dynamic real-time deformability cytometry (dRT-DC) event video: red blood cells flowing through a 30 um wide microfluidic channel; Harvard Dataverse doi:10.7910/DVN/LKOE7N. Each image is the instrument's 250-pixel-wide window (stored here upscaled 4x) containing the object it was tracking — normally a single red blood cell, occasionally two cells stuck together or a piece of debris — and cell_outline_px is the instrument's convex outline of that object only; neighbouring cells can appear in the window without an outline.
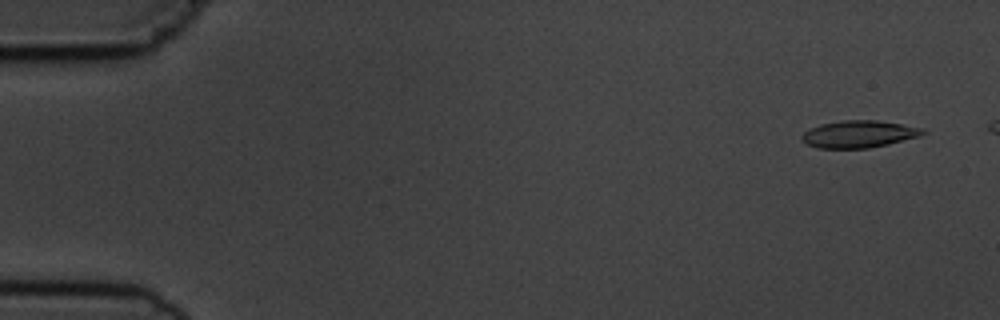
{"species": "common noctule bat (a hibernating species)", "species_latin": "Nyctalus noctula", "temperature_condition": "cold", "stored_images_in_passage": 6, "camera_frame_rate_fps": 3000, "um_per_image_px": 0.085, "animal": {"sex": "male", "body_mass_g": 19.5, "forearm_length_mm": 54.6}, "frame": {"image": 1, "passage_image": 1, "time_ms": 0.0, "image_size_px": [1000, 320], "cell_outline_px": [[928, 132], [920, 136], [888, 144], [868, 148], [816, 148], [808, 144], [804, 140], [804, 132], [820, 124], [844, 120], [876, 120], [900, 124], [920, 128]], "centroid_in_image_um": [73.03, 11.4], "position_along_channel_um": 12.0, "area_um2": 18.79}}